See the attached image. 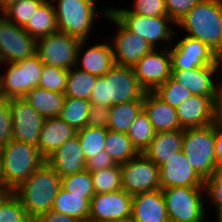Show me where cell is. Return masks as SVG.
I'll use <instances>...</instances> for the list:
<instances>
[{
    "instance_id": "1",
    "label": "cell",
    "mask_w": 222,
    "mask_h": 222,
    "mask_svg": "<svg viewBox=\"0 0 222 222\" xmlns=\"http://www.w3.org/2000/svg\"><path fill=\"white\" fill-rule=\"evenodd\" d=\"M61 187V177L45 161L12 192L18 197L29 216L35 220L52 209Z\"/></svg>"
},
{
    "instance_id": "2",
    "label": "cell",
    "mask_w": 222,
    "mask_h": 222,
    "mask_svg": "<svg viewBox=\"0 0 222 222\" xmlns=\"http://www.w3.org/2000/svg\"><path fill=\"white\" fill-rule=\"evenodd\" d=\"M145 92L133 67L115 64L104 76L97 77L89 101L91 105L111 107L130 101H143Z\"/></svg>"
},
{
    "instance_id": "3",
    "label": "cell",
    "mask_w": 222,
    "mask_h": 222,
    "mask_svg": "<svg viewBox=\"0 0 222 222\" xmlns=\"http://www.w3.org/2000/svg\"><path fill=\"white\" fill-rule=\"evenodd\" d=\"M176 26L205 43L222 59V0H201Z\"/></svg>"
},
{
    "instance_id": "4",
    "label": "cell",
    "mask_w": 222,
    "mask_h": 222,
    "mask_svg": "<svg viewBox=\"0 0 222 222\" xmlns=\"http://www.w3.org/2000/svg\"><path fill=\"white\" fill-rule=\"evenodd\" d=\"M0 150L3 157V188L8 191L14 190L45 162L37 146L16 139L1 146Z\"/></svg>"
},
{
    "instance_id": "5",
    "label": "cell",
    "mask_w": 222,
    "mask_h": 222,
    "mask_svg": "<svg viewBox=\"0 0 222 222\" xmlns=\"http://www.w3.org/2000/svg\"><path fill=\"white\" fill-rule=\"evenodd\" d=\"M182 151L204 181L216 173L215 122L205 127L185 129Z\"/></svg>"
},
{
    "instance_id": "6",
    "label": "cell",
    "mask_w": 222,
    "mask_h": 222,
    "mask_svg": "<svg viewBox=\"0 0 222 222\" xmlns=\"http://www.w3.org/2000/svg\"><path fill=\"white\" fill-rule=\"evenodd\" d=\"M113 14L129 31L144 38L154 49L157 48L159 42H173V35H176L175 29L169 27L176 23L168 16H143L137 13H131L126 8H104L101 16ZM172 28V29H171ZM158 43V44H157Z\"/></svg>"
},
{
    "instance_id": "7",
    "label": "cell",
    "mask_w": 222,
    "mask_h": 222,
    "mask_svg": "<svg viewBox=\"0 0 222 222\" xmlns=\"http://www.w3.org/2000/svg\"><path fill=\"white\" fill-rule=\"evenodd\" d=\"M54 2L58 31L88 40L99 10L92 0H51ZM55 1H58L55 5ZM98 10V11H97ZM92 29V30H91Z\"/></svg>"
},
{
    "instance_id": "8",
    "label": "cell",
    "mask_w": 222,
    "mask_h": 222,
    "mask_svg": "<svg viewBox=\"0 0 222 222\" xmlns=\"http://www.w3.org/2000/svg\"><path fill=\"white\" fill-rule=\"evenodd\" d=\"M169 221L204 222L206 206L203 202L204 187L171 186L161 189ZM203 193V194H202ZM203 196V197H202Z\"/></svg>"
},
{
    "instance_id": "9",
    "label": "cell",
    "mask_w": 222,
    "mask_h": 222,
    "mask_svg": "<svg viewBox=\"0 0 222 222\" xmlns=\"http://www.w3.org/2000/svg\"><path fill=\"white\" fill-rule=\"evenodd\" d=\"M43 63L37 54L9 63L0 74V95L11 98H24L32 89L39 86Z\"/></svg>"
},
{
    "instance_id": "10",
    "label": "cell",
    "mask_w": 222,
    "mask_h": 222,
    "mask_svg": "<svg viewBox=\"0 0 222 222\" xmlns=\"http://www.w3.org/2000/svg\"><path fill=\"white\" fill-rule=\"evenodd\" d=\"M81 39L57 31L37 39L36 54L43 64L71 69L76 65Z\"/></svg>"
},
{
    "instance_id": "11",
    "label": "cell",
    "mask_w": 222,
    "mask_h": 222,
    "mask_svg": "<svg viewBox=\"0 0 222 222\" xmlns=\"http://www.w3.org/2000/svg\"><path fill=\"white\" fill-rule=\"evenodd\" d=\"M122 189L130 195L161 189L159 166L143 153L120 165Z\"/></svg>"
},
{
    "instance_id": "12",
    "label": "cell",
    "mask_w": 222,
    "mask_h": 222,
    "mask_svg": "<svg viewBox=\"0 0 222 222\" xmlns=\"http://www.w3.org/2000/svg\"><path fill=\"white\" fill-rule=\"evenodd\" d=\"M37 40L0 12V65L15 63L36 54Z\"/></svg>"
},
{
    "instance_id": "13",
    "label": "cell",
    "mask_w": 222,
    "mask_h": 222,
    "mask_svg": "<svg viewBox=\"0 0 222 222\" xmlns=\"http://www.w3.org/2000/svg\"><path fill=\"white\" fill-rule=\"evenodd\" d=\"M170 48L171 70H189L207 65H222V59L205 43L185 35Z\"/></svg>"
},
{
    "instance_id": "14",
    "label": "cell",
    "mask_w": 222,
    "mask_h": 222,
    "mask_svg": "<svg viewBox=\"0 0 222 222\" xmlns=\"http://www.w3.org/2000/svg\"><path fill=\"white\" fill-rule=\"evenodd\" d=\"M106 19L117 26L114 40L110 42L116 65L134 67L154 49L144 38L129 31L113 14H107Z\"/></svg>"
},
{
    "instance_id": "15",
    "label": "cell",
    "mask_w": 222,
    "mask_h": 222,
    "mask_svg": "<svg viewBox=\"0 0 222 222\" xmlns=\"http://www.w3.org/2000/svg\"><path fill=\"white\" fill-rule=\"evenodd\" d=\"M133 69L140 86L146 92L154 91L171 77L172 64L169 46L166 45L158 51L153 49L139 60Z\"/></svg>"
},
{
    "instance_id": "16",
    "label": "cell",
    "mask_w": 222,
    "mask_h": 222,
    "mask_svg": "<svg viewBox=\"0 0 222 222\" xmlns=\"http://www.w3.org/2000/svg\"><path fill=\"white\" fill-rule=\"evenodd\" d=\"M133 196L125 190L95 194L90 201V222H116L132 217Z\"/></svg>"
},
{
    "instance_id": "17",
    "label": "cell",
    "mask_w": 222,
    "mask_h": 222,
    "mask_svg": "<svg viewBox=\"0 0 222 222\" xmlns=\"http://www.w3.org/2000/svg\"><path fill=\"white\" fill-rule=\"evenodd\" d=\"M13 139L37 146L44 118L24 99H9Z\"/></svg>"
},
{
    "instance_id": "18",
    "label": "cell",
    "mask_w": 222,
    "mask_h": 222,
    "mask_svg": "<svg viewBox=\"0 0 222 222\" xmlns=\"http://www.w3.org/2000/svg\"><path fill=\"white\" fill-rule=\"evenodd\" d=\"M219 97L191 95L177 108V117L181 129L200 128L216 121Z\"/></svg>"
},
{
    "instance_id": "19",
    "label": "cell",
    "mask_w": 222,
    "mask_h": 222,
    "mask_svg": "<svg viewBox=\"0 0 222 222\" xmlns=\"http://www.w3.org/2000/svg\"><path fill=\"white\" fill-rule=\"evenodd\" d=\"M221 70H220V69ZM218 71H222V65H207L195 67L189 70H171V77L189 89L192 95L220 97L222 83L214 81Z\"/></svg>"
},
{
    "instance_id": "20",
    "label": "cell",
    "mask_w": 222,
    "mask_h": 222,
    "mask_svg": "<svg viewBox=\"0 0 222 222\" xmlns=\"http://www.w3.org/2000/svg\"><path fill=\"white\" fill-rule=\"evenodd\" d=\"M159 177L161 189L171 186L204 187V180L191 167L182 150L159 166Z\"/></svg>"
},
{
    "instance_id": "21",
    "label": "cell",
    "mask_w": 222,
    "mask_h": 222,
    "mask_svg": "<svg viewBox=\"0 0 222 222\" xmlns=\"http://www.w3.org/2000/svg\"><path fill=\"white\" fill-rule=\"evenodd\" d=\"M87 42L81 40L75 66L97 77L104 76L115 65L112 44L103 42L87 47Z\"/></svg>"
},
{
    "instance_id": "22",
    "label": "cell",
    "mask_w": 222,
    "mask_h": 222,
    "mask_svg": "<svg viewBox=\"0 0 222 222\" xmlns=\"http://www.w3.org/2000/svg\"><path fill=\"white\" fill-rule=\"evenodd\" d=\"M45 161L60 177L86 170V159L77 135L65 141Z\"/></svg>"
},
{
    "instance_id": "23",
    "label": "cell",
    "mask_w": 222,
    "mask_h": 222,
    "mask_svg": "<svg viewBox=\"0 0 222 222\" xmlns=\"http://www.w3.org/2000/svg\"><path fill=\"white\" fill-rule=\"evenodd\" d=\"M132 218L136 222H169L161 189L133 195Z\"/></svg>"
},
{
    "instance_id": "24",
    "label": "cell",
    "mask_w": 222,
    "mask_h": 222,
    "mask_svg": "<svg viewBox=\"0 0 222 222\" xmlns=\"http://www.w3.org/2000/svg\"><path fill=\"white\" fill-rule=\"evenodd\" d=\"M143 110L156 132L181 129L176 108L160 99L153 91L145 92Z\"/></svg>"
},
{
    "instance_id": "25",
    "label": "cell",
    "mask_w": 222,
    "mask_h": 222,
    "mask_svg": "<svg viewBox=\"0 0 222 222\" xmlns=\"http://www.w3.org/2000/svg\"><path fill=\"white\" fill-rule=\"evenodd\" d=\"M76 134L77 131L60 117L47 118L40 130L37 148L46 159L65 141L73 138Z\"/></svg>"
},
{
    "instance_id": "26",
    "label": "cell",
    "mask_w": 222,
    "mask_h": 222,
    "mask_svg": "<svg viewBox=\"0 0 222 222\" xmlns=\"http://www.w3.org/2000/svg\"><path fill=\"white\" fill-rule=\"evenodd\" d=\"M183 136V129L156 132L143 154L160 166L167 158L182 150Z\"/></svg>"
},
{
    "instance_id": "27",
    "label": "cell",
    "mask_w": 222,
    "mask_h": 222,
    "mask_svg": "<svg viewBox=\"0 0 222 222\" xmlns=\"http://www.w3.org/2000/svg\"><path fill=\"white\" fill-rule=\"evenodd\" d=\"M23 28L36 40L56 33L58 31L57 19L51 0H44Z\"/></svg>"
},
{
    "instance_id": "28",
    "label": "cell",
    "mask_w": 222,
    "mask_h": 222,
    "mask_svg": "<svg viewBox=\"0 0 222 222\" xmlns=\"http://www.w3.org/2000/svg\"><path fill=\"white\" fill-rule=\"evenodd\" d=\"M64 93L48 91L41 87L32 89L24 99L44 118L59 117L65 100Z\"/></svg>"
},
{
    "instance_id": "29",
    "label": "cell",
    "mask_w": 222,
    "mask_h": 222,
    "mask_svg": "<svg viewBox=\"0 0 222 222\" xmlns=\"http://www.w3.org/2000/svg\"><path fill=\"white\" fill-rule=\"evenodd\" d=\"M51 210L86 222L90 215V201L84 195L72 194L60 187Z\"/></svg>"
},
{
    "instance_id": "30",
    "label": "cell",
    "mask_w": 222,
    "mask_h": 222,
    "mask_svg": "<svg viewBox=\"0 0 222 222\" xmlns=\"http://www.w3.org/2000/svg\"><path fill=\"white\" fill-rule=\"evenodd\" d=\"M143 110V101H130L110 107L108 129L126 133Z\"/></svg>"
},
{
    "instance_id": "31",
    "label": "cell",
    "mask_w": 222,
    "mask_h": 222,
    "mask_svg": "<svg viewBox=\"0 0 222 222\" xmlns=\"http://www.w3.org/2000/svg\"><path fill=\"white\" fill-rule=\"evenodd\" d=\"M104 150L113 158L114 162L119 165L139 154L126 133H120L110 129H107Z\"/></svg>"
},
{
    "instance_id": "32",
    "label": "cell",
    "mask_w": 222,
    "mask_h": 222,
    "mask_svg": "<svg viewBox=\"0 0 222 222\" xmlns=\"http://www.w3.org/2000/svg\"><path fill=\"white\" fill-rule=\"evenodd\" d=\"M97 76L74 66L69 69L64 95L77 99L90 100Z\"/></svg>"
},
{
    "instance_id": "33",
    "label": "cell",
    "mask_w": 222,
    "mask_h": 222,
    "mask_svg": "<svg viewBox=\"0 0 222 222\" xmlns=\"http://www.w3.org/2000/svg\"><path fill=\"white\" fill-rule=\"evenodd\" d=\"M90 106L88 100L65 97L59 117L76 131L81 130L87 126Z\"/></svg>"
},
{
    "instance_id": "34",
    "label": "cell",
    "mask_w": 222,
    "mask_h": 222,
    "mask_svg": "<svg viewBox=\"0 0 222 222\" xmlns=\"http://www.w3.org/2000/svg\"><path fill=\"white\" fill-rule=\"evenodd\" d=\"M86 161L104 150L107 129L96 126H85L76 134Z\"/></svg>"
},
{
    "instance_id": "35",
    "label": "cell",
    "mask_w": 222,
    "mask_h": 222,
    "mask_svg": "<svg viewBox=\"0 0 222 222\" xmlns=\"http://www.w3.org/2000/svg\"><path fill=\"white\" fill-rule=\"evenodd\" d=\"M155 134L156 131L144 110L137 116L127 132L133 146L139 153H143L149 146Z\"/></svg>"
},
{
    "instance_id": "36",
    "label": "cell",
    "mask_w": 222,
    "mask_h": 222,
    "mask_svg": "<svg viewBox=\"0 0 222 222\" xmlns=\"http://www.w3.org/2000/svg\"><path fill=\"white\" fill-rule=\"evenodd\" d=\"M90 173L95 194L122 189V171L119 164Z\"/></svg>"
},
{
    "instance_id": "37",
    "label": "cell",
    "mask_w": 222,
    "mask_h": 222,
    "mask_svg": "<svg viewBox=\"0 0 222 222\" xmlns=\"http://www.w3.org/2000/svg\"><path fill=\"white\" fill-rule=\"evenodd\" d=\"M0 222H34L18 197L8 191L0 200Z\"/></svg>"
},
{
    "instance_id": "38",
    "label": "cell",
    "mask_w": 222,
    "mask_h": 222,
    "mask_svg": "<svg viewBox=\"0 0 222 222\" xmlns=\"http://www.w3.org/2000/svg\"><path fill=\"white\" fill-rule=\"evenodd\" d=\"M61 187L72 194L84 195L89 201L95 195L91 173L88 170L61 177Z\"/></svg>"
},
{
    "instance_id": "39",
    "label": "cell",
    "mask_w": 222,
    "mask_h": 222,
    "mask_svg": "<svg viewBox=\"0 0 222 222\" xmlns=\"http://www.w3.org/2000/svg\"><path fill=\"white\" fill-rule=\"evenodd\" d=\"M44 0H19L2 11V15L12 23L24 27Z\"/></svg>"
},
{
    "instance_id": "40",
    "label": "cell",
    "mask_w": 222,
    "mask_h": 222,
    "mask_svg": "<svg viewBox=\"0 0 222 222\" xmlns=\"http://www.w3.org/2000/svg\"><path fill=\"white\" fill-rule=\"evenodd\" d=\"M153 92L173 108H177L192 95L189 89L175 81L172 77L157 87Z\"/></svg>"
},
{
    "instance_id": "41",
    "label": "cell",
    "mask_w": 222,
    "mask_h": 222,
    "mask_svg": "<svg viewBox=\"0 0 222 222\" xmlns=\"http://www.w3.org/2000/svg\"><path fill=\"white\" fill-rule=\"evenodd\" d=\"M69 70L57 66L43 65L39 87L56 93H65Z\"/></svg>"
},
{
    "instance_id": "42",
    "label": "cell",
    "mask_w": 222,
    "mask_h": 222,
    "mask_svg": "<svg viewBox=\"0 0 222 222\" xmlns=\"http://www.w3.org/2000/svg\"><path fill=\"white\" fill-rule=\"evenodd\" d=\"M132 5V8H127L131 13L149 17L168 16L165 0H134Z\"/></svg>"
},
{
    "instance_id": "43",
    "label": "cell",
    "mask_w": 222,
    "mask_h": 222,
    "mask_svg": "<svg viewBox=\"0 0 222 222\" xmlns=\"http://www.w3.org/2000/svg\"><path fill=\"white\" fill-rule=\"evenodd\" d=\"M13 139L9 99L0 95V147Z\"/></svg>"
},
{
    "instance_id": "44",
    "label": "cell",
    "mask_w": 222,
    "mask_h": 222,
    "mask_svg": "<svg viewBox=\"0 0 222 222\" xmlns=\"http://www.w3.org/2000/svg\"><path fill=\"white\" fill-rule=\"evenodd\" d=\"M204 191L206 197L211 199L216 211H222V176L214 173L204 181Z\"/></svg>"
},
{
    "instance_id": "45",
    "label": "cell",
    "mask_w": 222,
    "mask_h": 222,
    "mask_svg": "<svg viewBox=\"0 0 222 222\" xmlns=\"http://www.w3.org/2000/svg\"><path fill=\"white\" fill-rule=\"evenodd\" d=\"M201 0H165L168 17L177 23L187 12Z\"/></svg>"
},
{
    "instance_id": "46",
    "label": "cell",
    "mask_w": 222,
    "mask_h": 222,
    "mask_svg": "<svg viewBox=\"0 0 222 222\" xmlns=\"http://www.w3.org/2000/svg\"><path fill=\"white\" fill-rule=\"evenodd\" d=\"M109 119H110V107L99 106V105L90 106L87 125L108 129Z\"/></svg>"
},
{
    "instance_id": "47",
    "label": "cell",
    "mask_w": 222,
    "mask_h": 222,
    "mask_svg": "<svg viewBox=\"0 0 222 222\" xmlns=\"http://www.w3.org/2000/svg\"><path fill=\"white\" fill-rule=\"evenodd\" d=\"M117 165L113 158L110 157V155L105 151H101V154L94 155L92 158H89L86 161V170L92 172V171H98L102 169H106L109 167H113Z\"/></svg>"
},
{
    "instance_id": "48",
    "label": "cell",
    "mask_w": 222,
    "mask_h": 222,
    "mask_svg": "<svg viewBox=\"0 0 222 222\" xmlns=\"http://www.w3.org/2000/svg\"><path fill=\"white\" fill-rule=\"evenodd\" d=\"M34 222H80L76 218L54 212L52 210L42 213Z\"/></svg>"
},
{
    "instance_id": "49",
    "label": "cell",
    "mask_w": 222,
    "mask_h": 222,
    "mask_svg": "<svg viewBox=\"0 0 222 222\" xmlns=\"http://www.w3.org/2000/svg\"><path fill=\"white\" fill-rule=\"evenodd\" d=\"M215 155L217 165L222 163V126L215 121Z\"/></svg>"
},
{
    "instance_id": "50",
    "label": "cell",
    "mask_w": 222,
    "mask_h": 222,
    "mask_svg": "<svg viewBox=\"0 0 222 222\" xmlns=\"http://www.w3.org/2000/svg\"><path fill=\"white\" fill-rule=\"evenodd\" d=\"M216 121L222 126V91L217 102Z\"/></svg>"
},
{
    "instance_id": "51",
    "label": "cell",
    "mask_w": 222,
    "mask_h": 222,
    "mask_svg": "<svg viewBox=\"0 0 222 222\" xmlns=\"http://www.w3.org/2000/svg\"><path fill=\"white\" fill-rule=\"evenodd\" d=\"M17 1L19 0H0V11L2 12L6 7Z\"/></svg>"
},
{
    "instance_id": "52",
    "label": "cell",
    "mask_w": 222,
    "mask_h": 222,
    "mask_svg": "<svg viewBox=\"0 0 222 222\" xmlns=\"http://www.w3.org/2000/svg\"><path fill=\"white\" fill-rule=\"evenodd\" d=\"M0 187H3V157L0 150Z\"/></svg>"
},
{
    "instance_id": "53",
    "label": "cell",
    "mask_w": 222,
    "mask_h": 222,
    "mask_svg": "<svg viewBox=\"0 0 222 222\" xmlns=\"http://www.w3.org/2000/svg\"><path fill=\"white\" fill-rule=\"evenodd\" d=\"M8 192L6 188L0 187V200Z\"/></svg>"
},
{
    "instance_id": "54",
    "label": "cell",
    "mask_w": 222,
    "mask_h": 222,
    "mask_svg": "<svg viewBox=\"0 0 222 222\" xmlns=\"http://www.w3.org/2000/svg\"><path fill=\"white\" fill-rule=\"evenodd\" d=\"M116 222H136L132 217L126 218V219H120Z\"/></svg>"
},
{
    "instance_id": "55",
    "label": "cell",
    "mask_w": 222,
    "mask_h": 222,
    "mask_svg": "<svg viewBox=\"0 0 222 222\" xmlns=\"http://www.w3.org/2000/svg\"><path fill=\"white\" fill-rule=\"evenodd\" d=\"M217 221L222 222V211H216Z\"/></svg>"
},
{
    "instance_id": "56",
    "label": "cell",
    "mask_w": 222,
    "mask_h": 222,
    "mask_svg": "<svg viewBox=\"0 0 222 222\" xmlns=\"http://www.w3.org/2000/svg\"><path fill=\"white\" fill-rule=\"evenodd\" d=\"M216 173L222 176V163L218 166Z\"/></svg>"
}]
</instances>
